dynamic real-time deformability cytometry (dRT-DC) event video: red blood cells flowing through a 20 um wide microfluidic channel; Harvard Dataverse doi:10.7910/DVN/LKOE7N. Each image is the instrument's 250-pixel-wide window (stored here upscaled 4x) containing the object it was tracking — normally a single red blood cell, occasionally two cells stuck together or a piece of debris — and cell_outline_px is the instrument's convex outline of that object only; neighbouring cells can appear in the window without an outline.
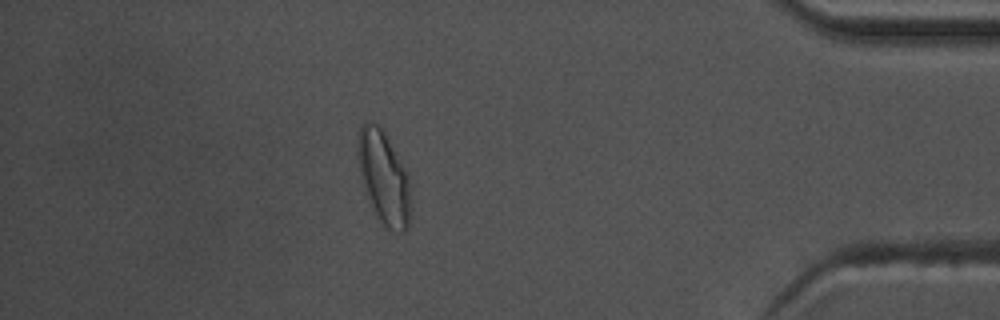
{"species": "common noctule bat (a hibernating species)", "species_latin": "Nyctalus noctula", "temperature_condition": "warm", "stored_images_in_passage": 56, "segment_of_instrument_passage": [1, 2], "camera_frame_rate_fps": 3000, "um_per_image_px": 0.085, "animal": {"sex": "male", "body_mass_g": 17.5, "forearm_length_mm": 52.3}, "frame": {"image": 1, "passage_image": 48, "time_ms": 15.667, "image_size_px": [1000, 320], "cell_outline_px": [[412, 204], [408, 228], [404, 232], [400, 232], [384, 228], [372, 212], [360, 176], [356, 152], [356, 148], [360, 124], [376, 124], [384, 128], [404, 168], [412, 188]], "centroid_in_image_um": [32.63, 15.15], "position_along_channel_um": 402.6, "area_um2": 29.59}}